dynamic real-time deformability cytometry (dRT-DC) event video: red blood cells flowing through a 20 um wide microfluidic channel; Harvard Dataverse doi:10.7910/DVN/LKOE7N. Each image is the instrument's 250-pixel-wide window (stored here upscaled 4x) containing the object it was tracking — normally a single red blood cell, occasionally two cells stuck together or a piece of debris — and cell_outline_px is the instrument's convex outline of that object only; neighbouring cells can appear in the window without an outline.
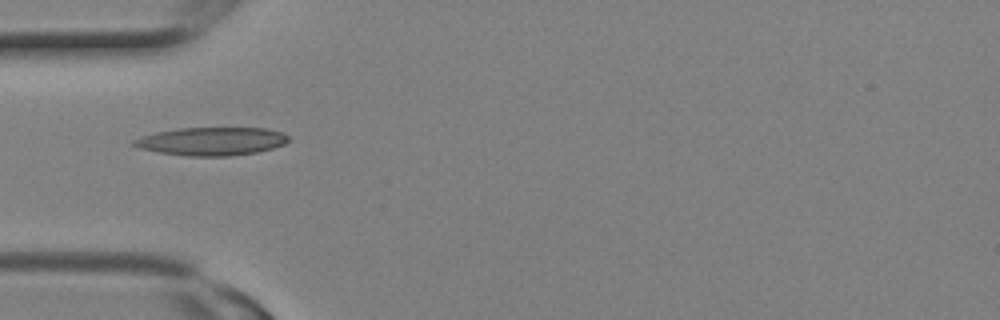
{"species": "Egyptian fruit bat (a non-hibernating species)", "species_latin": "Rousettus aegyptiacus", "temperature_condition": "room temperature", "stored_images_in_passage": 2, "camera_frame_rate_fps": 3000, "um_per_image_px": 0.085, "animal": {"sex": "female"}, "frame": {"image": 1, "passage_image": 1, "time_ms": 0.0, "image_size_px": [1000, 320], "cell_outline_px": [[288, 140], [284, 144], [272, 148], [256, 152], [228, 156], [188, 156], [160, 152], [140, 148], [132, 144], [132, 140], [140, 136], [156, 132], [180, 128], [268, 128], [280, 132], [288, 136]], "centroid_in_image_um": [17.97, 12.0], "position_along_channel_um": 67.0, "area_um2": 25.2}}